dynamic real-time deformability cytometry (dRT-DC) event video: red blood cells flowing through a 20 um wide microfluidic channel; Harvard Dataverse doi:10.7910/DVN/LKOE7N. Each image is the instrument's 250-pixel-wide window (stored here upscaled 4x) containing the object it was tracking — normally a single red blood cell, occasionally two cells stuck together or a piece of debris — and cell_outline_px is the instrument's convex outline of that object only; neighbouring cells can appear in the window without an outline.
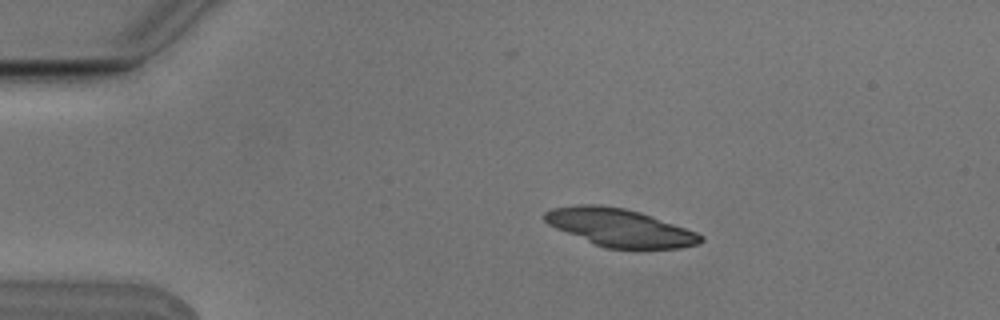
{"species": "Egyptian fruit bat (a non-hibernating species)", "species_latin": "Rousettus aegyptiacus", "temperature_condition": "cold", "stored_images_in_passage": 4, "camera_frame_rate_fps": 3000, "um_per_image_px": 0.085, "animal": {"sex": "male"}, "frame": {"image": 1, "passage_image": 2, "time_ms": 0.333, "image_size_px": [1000, 320], "cell_outline_px": [[704, 240], [700, 244], [680, 248], [636, 252], [604, 248], [556, 228], [548, 224], [544, 220], [544, 212], [552, 208], [576, 204], [600, 204], [624, 208], [640, 212], [652, 216], [696, 232], [704, 236]], "centroid_in_image_um": [52.73, 19.39], "position_along_channel_um": 32.3, "area_um2": 35.32}}